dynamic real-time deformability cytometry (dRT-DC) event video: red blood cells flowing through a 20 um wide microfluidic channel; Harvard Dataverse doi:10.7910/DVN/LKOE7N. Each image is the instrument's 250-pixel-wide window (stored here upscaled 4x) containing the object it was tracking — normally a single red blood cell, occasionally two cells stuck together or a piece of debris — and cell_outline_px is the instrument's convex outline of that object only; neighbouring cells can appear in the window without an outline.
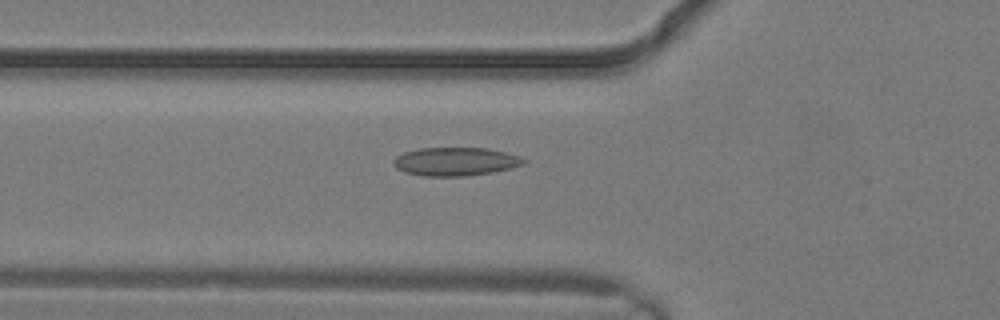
{"species": "common noctule bat (a hibernating species)", "species_latin": "Nyctalus noctula", "temperature_condition": "warm", "stored_images_in_passage": 2, "camera_frame_rate_fps": 3000, "um_per_image_px": 0.085, "animal": {"sex": "male", "body_mass_g": 19.2, "forearm_length_mm": 51.8}, "frame": {"image": 1, "passage_image": 2, "time_ms": 0.333, "image_size_px": [1000, 320], "cell_outline_px": [[528, 160], [524, 164], [512, 168], [492, 172], [464, 176], [424, 176], [404, 172], [396, 168], [392, 164], [392, 160], [396, 156], [404, 152], [420, 148], [488, 148], [520, 156]], "centroid_in_image_um": [38.71, 13.73], "position_along_channel_um": 87.1, "area_um2": 21.68}}